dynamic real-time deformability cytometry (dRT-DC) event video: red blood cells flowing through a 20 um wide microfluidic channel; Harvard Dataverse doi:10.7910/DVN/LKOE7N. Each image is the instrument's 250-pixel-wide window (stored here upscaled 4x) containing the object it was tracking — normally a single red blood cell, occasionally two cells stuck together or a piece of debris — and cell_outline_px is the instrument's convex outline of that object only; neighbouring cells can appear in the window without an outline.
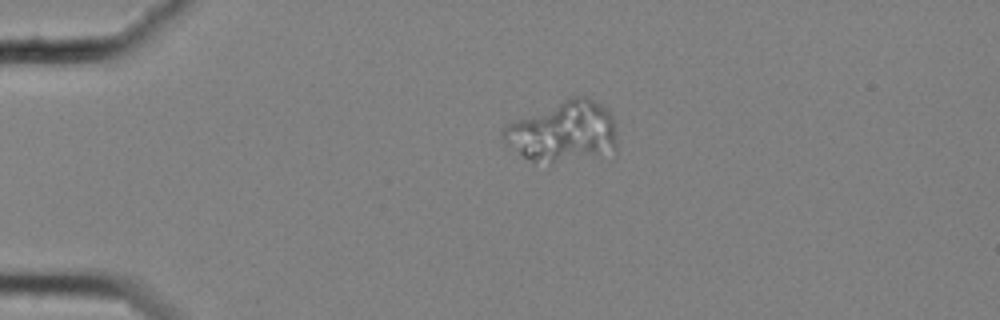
{"species": "common noctule bat (a hibernating species)", "species_latin": "Nyctalus noctula", "temperature_condition": "cold", "stored_images_in_passage": 4, "camera_frame_rate_fps": 3000, "um_per_image_px": 0.085, "animal": {"sex": "female", "body_mass_g": 25.1}, "frame": {"image": 1, "passage_image": 1, "time_ms": 0.0, "image_size_px": [1000, 320], "cell_outline_px": [[616, 152], [612, 160], [552, 164], [532, 160], [524, 156], [504, 144], [500, 132], [504, 124], [512, 120], [572, 96], [584, 96], [608, 108], [612, 116], [616, 136]], "centroid_in_image_um": [47.94, 11.29], "position_along_channel_um": 37.1, "area_um2": 42.48}}